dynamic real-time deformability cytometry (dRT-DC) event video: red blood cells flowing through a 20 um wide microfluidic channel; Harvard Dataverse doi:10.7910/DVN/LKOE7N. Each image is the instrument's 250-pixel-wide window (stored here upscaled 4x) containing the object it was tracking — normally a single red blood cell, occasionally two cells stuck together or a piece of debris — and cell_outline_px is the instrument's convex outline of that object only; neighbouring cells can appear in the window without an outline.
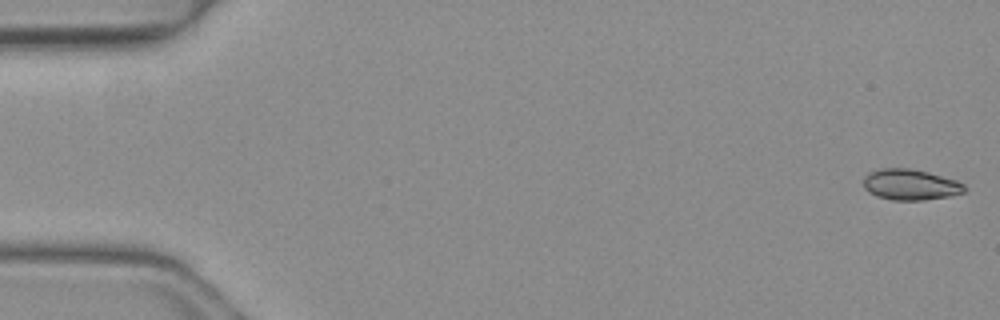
{"species": "common noctule bat (a hibernating species)", "species_latin": "Nyctalus noctula", "temperature_condition": "warm", "stored_images_in_passage": 50, "camera_frame_rate_fps": 3000, "um_per_image_px": 0.085, "animal": {"sex": "female", "body_mass_g": 19.3, "forearm_length_mm": 54.1}, "frame": {"image": 1, "passage_image": 1, "time_ms": 0.0, "image_size_px": [1000, 320], "cell_outline_px": [[968, 188], [964, 192], [948, 196], [924, 200], [892, 200], [876, 196], [868, 192], [864, 188], [864, 176], [868, 172], [880, 168], [908, 168], [928, 172], [956, 180], [964, 184]], "centroid_in_image_um": [77.37, 15.69], "position_along_channel_um": 7.6, "area_um2": 18.26}}
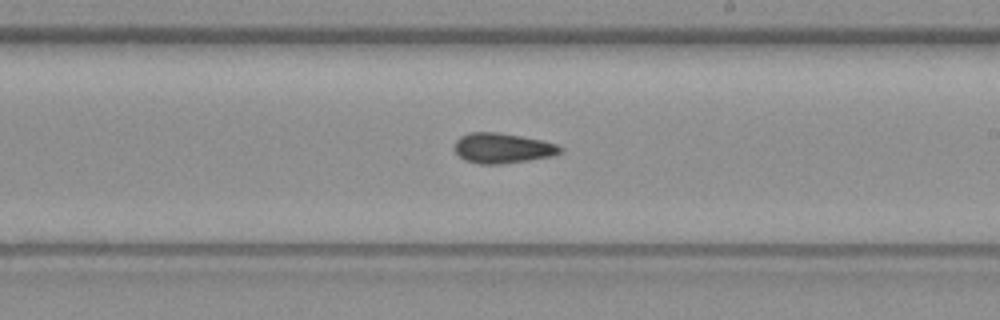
{"frame": {"image": 2, "passage_image": 29, "time_ms": 9.333, "image_size_px": [1000, 320], "cell_outline_px": [[564, 152], [556, 156], [500, 164], [480, 164], [464, 160], [456, 152], [456, 140], [460, 136], [468, 132], [496, 132], [544, 140], [556, 144], [564, 148]], "centroid_in_image_um": [42.78, 12.59], "position_along_channel_um": 246.2, "area_um2": 18.73}}
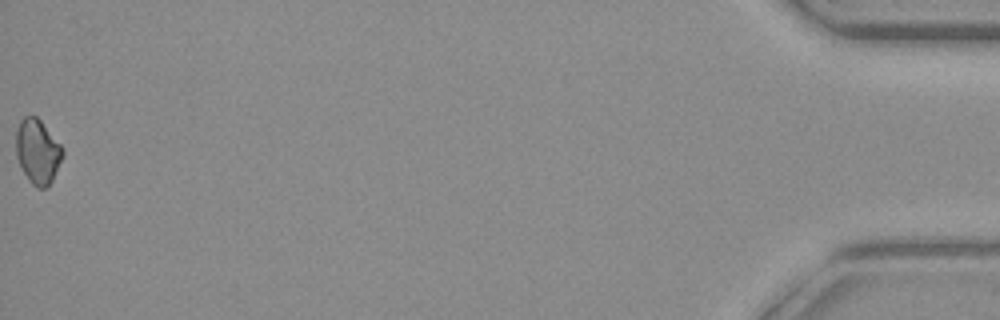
{"frame": {"image": 3, "passage_image": 50, "time_ms": 16.333, "image_size_px": [1000, 320], "cell_outline_px": [[64, 156], [48, 188], [36, 188], [28, 180], [16, 156], [16, 132], [20, 120], [24, 116], [36, 116], [40, 120], [64, 148]], "centroid_in_image_um": [3.21, 12.89], "position_along_channel_um": 432.0, "area_um2": 17.63}, "authors_computed_cell_mechanics": {"area_um2": 18.1492, "velocity_mm_per_s": 4.1614, "shape_relaxation_time_tau1_ms": 10.9632, "shape_relaxation_time_tau2_ms": 5.6994, "deformation_change_tau1": 0.1317, "deformation_change_tau2": 0.0605}}